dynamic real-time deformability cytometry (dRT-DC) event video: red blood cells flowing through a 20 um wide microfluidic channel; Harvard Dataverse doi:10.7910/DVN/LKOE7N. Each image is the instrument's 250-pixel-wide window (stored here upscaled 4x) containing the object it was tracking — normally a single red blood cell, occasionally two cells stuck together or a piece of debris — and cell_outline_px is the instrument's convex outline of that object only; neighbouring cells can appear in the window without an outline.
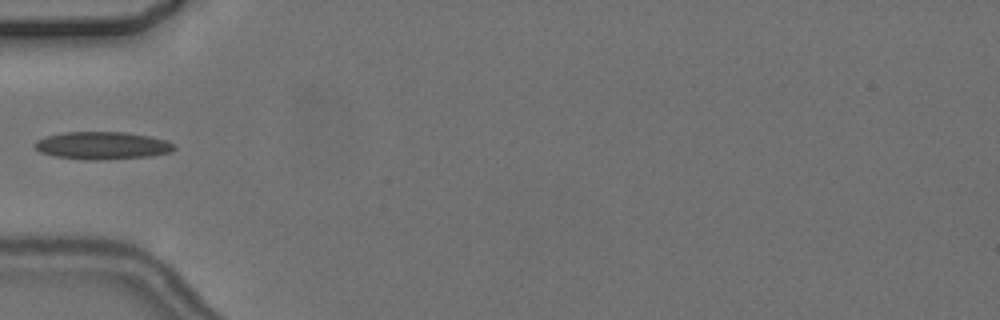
{"species": "common noctule bat (a hibernating species)", "species_latin": "Nyctalus noctula", "temperature_condition": "cold", "stored_images_in_passage": 6, "camera_frame_rate_fps": 3000, "um_per_image_px": 0.085, "animal": {"sex": "female", "body_mass_g": 24.6, "forearm_length_mm": 56.2}, "frame": {"image": 1, "passage_image": 5, "time_ms": 5.667, "image_size_px": [1000, 320], "cell_outline_px": [[176, 148], [172, 152], [152, 156], [104, 160], [84, 160], [56, 156], [40, 152], [32, 144], [36, 140], [44, 136], [64, 132], [124, 132], [148, 136], [168, 140], [176, 144]], "centroid_in_image_um": [8.72, 12.37], "position_along_channel_um": 76.3, "area_um2": 22.77}}
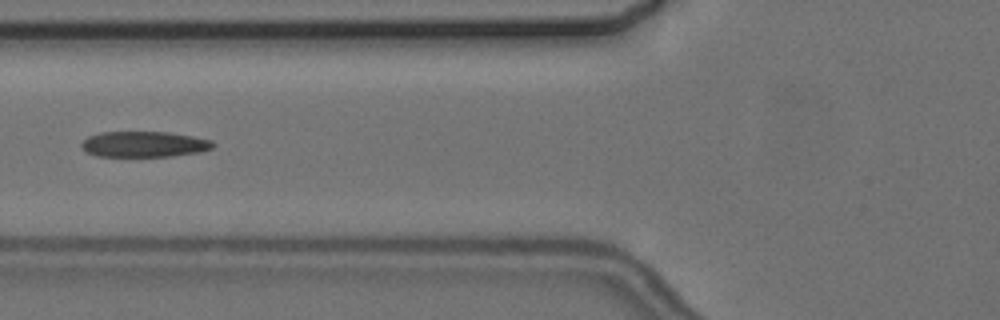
{"frame": {"image": 2, "passage_image": 6, "time_ms": 6.667, "image_size_px": [1000, 320], "cell_outline_px": [[216, 144], [212, 148], [200, 152], [172, 156], [96, 156], [88, 152], [80, 144], [88, 136], [100, 132], [168, 132], [192, 136], [212, 140]], "centroid_in_image_um": [12.28, 12.25], "position_along_channel_um": 113.5, "area_um2": 19.65}}